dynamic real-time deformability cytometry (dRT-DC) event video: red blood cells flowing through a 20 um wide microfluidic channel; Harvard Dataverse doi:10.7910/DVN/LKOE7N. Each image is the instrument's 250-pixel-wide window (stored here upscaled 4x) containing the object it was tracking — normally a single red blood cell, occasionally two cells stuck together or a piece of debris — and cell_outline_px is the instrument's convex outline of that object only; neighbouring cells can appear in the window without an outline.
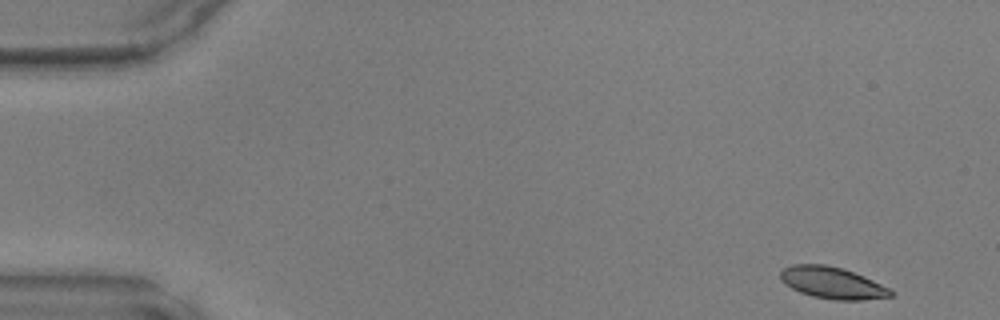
{"species": "common noctule bat (a hibernating species)", "species_latin": "Nyctalus noctula", "temperature_condition": "warm", "stored_images_in_passage": 45, "camera_frame_rate_fps": 3000, "um_per_image_px": 0.085, "animal": {"sex": "male", "body_mass_g": 17.9, "forearm_length_mm": 54.2}, "frame": {"image": 1, "passage_image": 1, "time_ms": 0.0, "image_size_px": [1000, 320], "cell_outline_px": [[892, 296], [864, 300], [832, 300], [812, 296], [800, 292], [792, 288], [780, 280], [780, 272], [784, 268], [792, 264], [824, 264], [840, 268], [864, 276], [888, 288], [892, 292]], "centroid_in_image_um": [70.71, 24.04], "position_along_channel_um": 14.3, "area_um2": 20.17}}
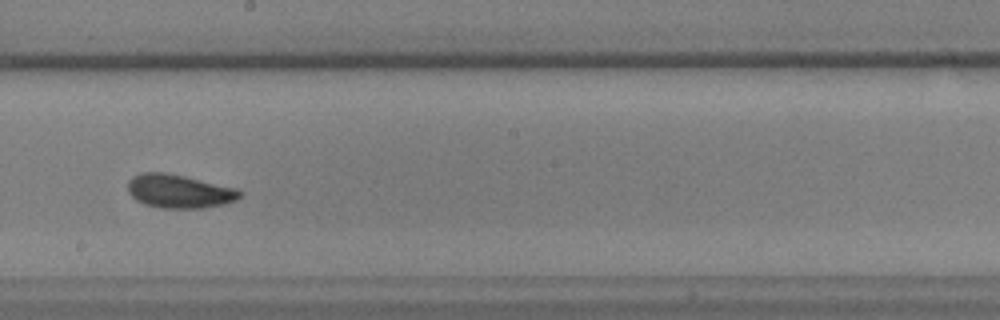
{"frame": {"image": 2, "passage_image": 25, "time_ms": 8.0, "image_size_px": [1000, 320], "cell_outline_px": [[244, 192], [236, 200], [224, 204], [204, 208], [164, 208], [144, 204], [136, 200], [128, 192], [128, 180], [132, 176], [140, 172], [164, 172], [184, 176], [240, 188]], "centroid_in_image_um": [15.26, 16.25], "position_along_channel_um": 232.9, "area_um2": 22.2}}
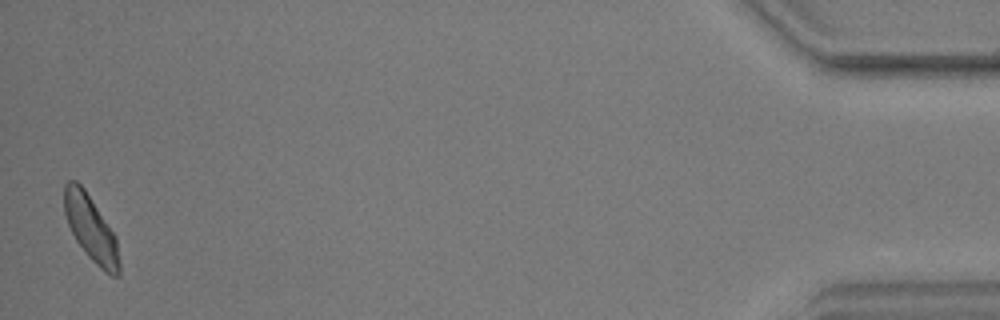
{"frame": {"image": 3, "passage_image": 45, "time_ms": 14.667, "image_size_px": [1000, 320], "cell_outline_px": [[120, 276], [112, 276], [104, 272], [88, 256], [76, 240], [68, 224], [64, 212], [64, 184], [68, 180], [76, 180], [84, 188], [116, 236], [120, 264]], "centroid_in_image_um": [7.73, 19.43], "position_along_channel_um": 427.5, "area_um2": 20.98}}